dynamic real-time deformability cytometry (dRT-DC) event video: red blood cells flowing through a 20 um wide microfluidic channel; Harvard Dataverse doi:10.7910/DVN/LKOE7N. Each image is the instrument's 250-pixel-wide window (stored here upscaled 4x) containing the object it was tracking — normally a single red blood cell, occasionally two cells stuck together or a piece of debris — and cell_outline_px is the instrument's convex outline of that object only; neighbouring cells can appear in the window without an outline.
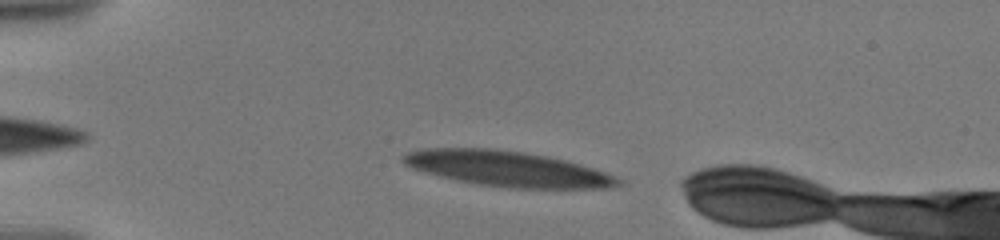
{"species": "human", "species_latin": "Homo sapiens", "temperature_condition": "warm", "stored_images_in_passage": 10, "camera_frame_rate_fps": 3000, "um_per_image_px": 0.085, "donor": {"sex": "male"}, "frame": {"image": 1, "passage_image": 5, "time_ms": 1.0, "image_size_px": [1000, 240], "cell_outline_px": [[628, 184], [608, 188], [508, 188], [476, 184], [436, 176], [412, 168], [404, 164], [400, 160], [400, 156], [408, 152], [424, 148], [496, 148], [524, 152], [548, 156], [580, 164], [616, 176], [624, 180]], "centroid_in_image_um": [43.13, 14.35], "position_along_channel_um": 41.9, "area_um2": 44.8}}